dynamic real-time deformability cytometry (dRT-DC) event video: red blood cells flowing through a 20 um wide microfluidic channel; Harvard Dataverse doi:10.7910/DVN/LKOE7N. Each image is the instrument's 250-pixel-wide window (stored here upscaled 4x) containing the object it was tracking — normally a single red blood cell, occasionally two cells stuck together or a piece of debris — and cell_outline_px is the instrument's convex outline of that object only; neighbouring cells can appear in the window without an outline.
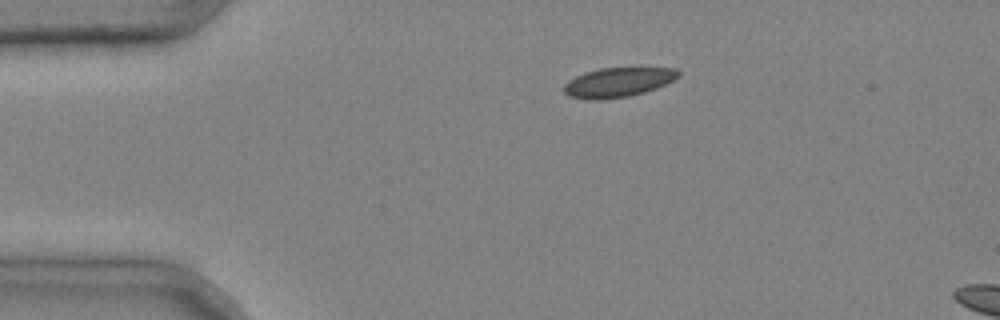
{"species": "common noctule bat (a hibernating species)", "species_latin": "Nyctalus noctula", "temperature_condition": "cold", "stored_images_in_passage": 3, "camera_frame_rate_fps": 3000, "um_per_image_px": 0.085, "animal": {"sex": "male", "body_mass_g": 20.4}, "frame": {"image": 1, "passage_image": 1, "time_ms": 0.0, "image_size_px": [1000, 320], "cell_outline_px": [[680, 76], [656, 88], [644, 92], [628, 96], [600, 100], [588, 100], [568, 96], [564, 92], [564, 84], [568, 80], [584, 72], [600, 68], [676, 68], [680, 72]], "centroid_in_image_um": [52.49, 7.0], "position_along_channel_um": 32.5, "area_um2": 19.65}}